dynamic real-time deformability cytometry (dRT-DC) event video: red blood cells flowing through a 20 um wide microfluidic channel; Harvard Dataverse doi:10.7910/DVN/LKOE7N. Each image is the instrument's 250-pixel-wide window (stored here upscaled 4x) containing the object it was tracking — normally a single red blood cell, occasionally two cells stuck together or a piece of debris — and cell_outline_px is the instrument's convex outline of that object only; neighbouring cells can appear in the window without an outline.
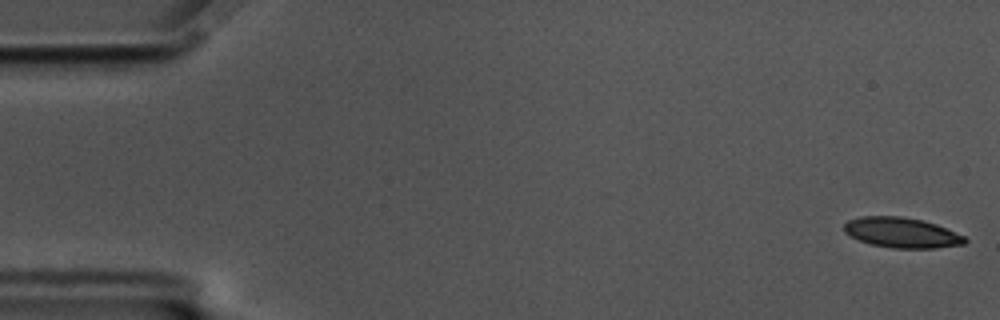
{"species": "common noctule bat (a hibernating species)", "species_latin": "Nyctalus noctula", "temperature_condition": "cold", "stored_images_in_passage": 57, "camera_frame_rate_fps": 3000, "um_per_image_px": 0.085, "animal": {"sex": "male", "body_mass_g": 17.5, "forearm_length_mm": 52.3}, "frame": {"image": 1, "passage_image": 1, "time_ms": 0.0, "image_size_px": [1000, 320], "cell_outline_px": [[968, 240], [964, 244], [936, 248], [892, 248], [872, 244], [860, 240], [844, 232], [844, 224], [848, 220], [860, 216], [900, 216], [924, 220], [936, 224], [964, 236]], "centroid_in_image_um": [76.65, 19.77], "position_along_channel_um": 8.4, "area_um2": 21.21}}
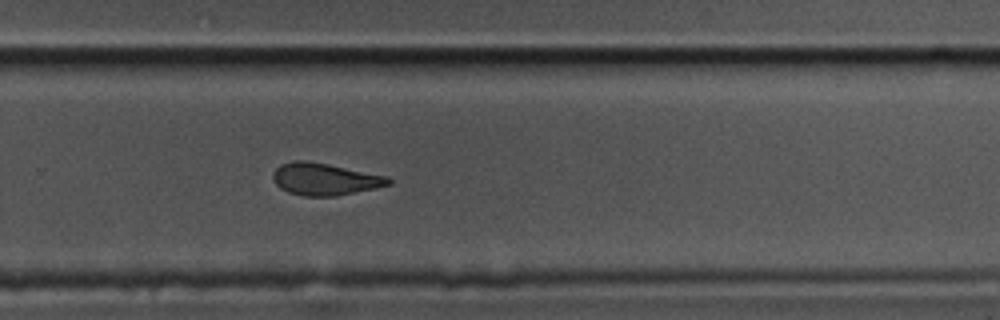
{"frame": {"image": 2, "passage_image": 38, "time_ms": 12.333, "image_size_px": [1000, 320], "cell_outline_px": [[392, 184], [376, 188], [336, 196], [304, 196], [288, 192], [280, 188], [276, 184], [272, 176], [272, 172], [280, 164], [296, 160], [300, 160], [328, 164], [388, 176], [392, 180]], "centroid_in_image_um": [27.61, 15.23], "position_along_channel_um": 302.2, "area_um2": 21.62}}
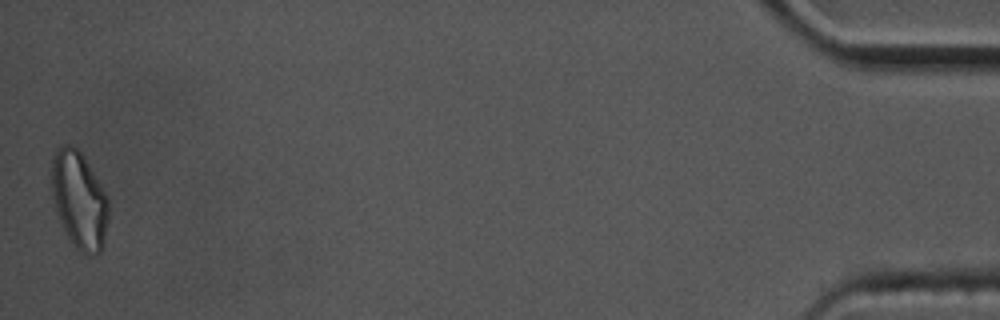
{"frame": {"image": 3, "passage_image": 57, "time_ms": 18.667, "image_size_px": [1000, 320], "cell_outline_px": [[108, 220], [104, 248], [96, 256], [88, 256], [76, 248], [68, 236], [60, 220], [52, 196], [52, 156], [56, 148], [64, 144], [72, 144], [84, 156], [108, 196]], "centroid_in_image_um": [6.76, 17.01], "position_along_channel_um": 428.4, "area_um2": 32.48}, "authors_computed_cell_mechanics": {"area_um2": 22.4842, "velocity_mm_per_s": 3.4794, "shape_relaxation_time_tau1_ms": null, "shape_relaxation_time_tau2_ms": 7.5881, "deformation_change_tau1": null, "deformation_change_tau2": 0.1516}}